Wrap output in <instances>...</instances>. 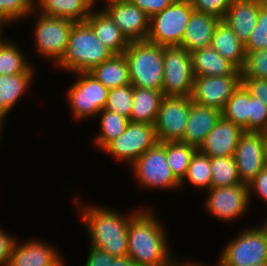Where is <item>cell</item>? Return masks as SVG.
Returning a JSON list of instances; mask_svg holds the SVG:
<instances>
[{"label": "cell", "mask_w": 267, "mask_h": 266, "mask_svg": "<svg viewBox=\"0 0 267 266\" xmlns=\"http://www.w3.org/2000/svg\"><path fill=\"white\" fill-rule=\"evenodd\" d=\"M5 25L6 23H4L1 19H0V41L2 40V38H1V31H2V25Z\"/></svg>", "instance_id": "obj_48"}, {"label": "cell", "mask_w": 267, "mask_h": 266, "mask_svg": "<svg viewBox=\"0 0 267 266\" xmlns=\"http://www.w3.org/2000/svg\"><path fill=\"white\" fill-rule=\"evenodd\" d=\"M33 74L0 75V115L5 118L32 82Z\"/></svg>", "instance_id": "obj_28"}, {"label": "cell", "mask_w": 267, "mask_h": 266, "mask_svg": "<svg viewBox=\"0 0 267 266\" xmlns=\"http://www.w3.org/2000/svg\"><path fill=\"white\" fill-rule=\"evenodd\" d=\"M77 79L67 92L70 108L75 118L98 115L106 106L109 89L89 72H79Z\"/></svg>", "instance_id": "obj_11"}, {"label": "cell", "mask_w": 267, "mask_h": 266, "mask_svg": "<svg viewBox=\"0 0 267 266\" xmlns=\"http://www.w3.org/2000/svg\"><path fill=\"white\" fill-rule=\"evenodd\" d=\"M163 97L162 91L133 87V108L129 121L155 124Z\"/></svg>", "instance_id": "obj_26"}, {"label": "cell", "mask_w": 267, "mask_h": 266, "mask_svg": "<svg viewBox=\"0 0 267 266\" xmlns=\"http://www.w3.org/2000/svg\"><path fill=\"white\" fill-rule=\"evenodd\" d=\"M75 23L69 19L40 13L34 28L37 50L42 55L55 59L57 63L66 51L69 35Z\"/></svg>", "instance_id": "obj_12"}, {"label": "cell", "mask_w": 267, "mask_h": 266, "mask_svg": "<svg viewBox=\"0 0 267 266\" xmlns=\"http://www.w3.org/2000/svg\"><path fill=\"white\" fill-rule=\"evenodd\" d=\"M241 79H267V49L245 51Z\"/></svg>", "instance_id": "obj_35"}, {"label": "cell", "mask_w": 267, "mask_h": 266, "mask_svg": "<svg viewBox=\"0 0 267 266\" xmlns=\"http://www.w3.org/2000/svg\"><path fill=\"white\" fill-rule=\"evenodd\" d=\"M131 166L138 181L148 188H178L181 183L175 178L167 163L166 142H157L142 154Z\"/></svg>", "instance_id": "obj_8"}, {"label": "cell", "mask_w": 267, "mask_h": 266, "mask_svg": "<svg viewBox=\"0 0 267 266\" xmlns=\"http://www.w3.org/2000/svg\"><path fill=\"white\" fill-rule=\"evenodd\" d=\"M100 134L95 139L97 146L103 149L111 140L118 138L126 129L129 118L106 109L101 110Z\"/></svg>", "instance_id": "obj_33"}, {"label": "cell", "mask_w": 267, "mask_h": 266, "mask_svg": "<svg viewBox=\"0 0 267 266\" xmlns=\"http://www.w3.org/2000/svg\"><path fill=\"white\" fill-rule=\"evenodd\" d=\"M247 185L249 196L254 191L267 202V165Z\"/></svg>", "instance_id": "obj_44"}, {"label": "cell", "mask_w": 267, "mask_h": 266, "mask_svg": "<svg viewBox=\"0 0 267 266\" xmlns=\"http://www.w3.org/2000/svg\"><path fill=\"white\" fill-rule=\"evenodd\" d=\"M132 4H135L142 11H144L149 17L161 12L167 6L171 5L175 0H129Z\"/></svg>", "instance_id": "obj_43"}, {"label": "cell", "mask_w": 267, "mask_h": 266, "mask_svg": "<svg viewBox=\"0 0 267 266\" xmlns=\"http://www.w3.org/2000/svg\"><path fill=\"white\" fill-rule=\"evenodd\" d=\"M114 55L85 22H76L71 29L66 51L56 64L76 73L90 72Z\"/></svg>", "instance_id": "obj_3"}, {"label": "cell", "mask_w": 267, "mask_h": 266, "mask_svg": "<svg viewBox=\"0 0 267 266\" xmlns=\"http://www.w3.org/2000/svg\"><path fill=\"white\" fill-rule=\"evenodd\" d=\"M89 73L109 90L130 84L129 66L124 54L114 55Z\"/></svg>", "instance_id": "obj_27"}, {"label": "cell", "mask_w": 267, "mask_h": 266, "mask_svg": "<svg viewBox=\"0 0 267 266\" xmlns=\"http://www.w3.org/2000/svg\"><path fill=\"white\" fill-rule=\"evenodd\" d=\"M244 132L240 126L222 116L198 150L210 158L233 156Z\"/></svg>", "instance_id": "obj_17"}, {"label": "cell", "mask_w": 267, "mask_h": 266, "mask_svg": "<svg viewBox=\"0 0 267 266\" xmlns=\"http://www.w3.org/2000/svg\"><path fill=\"white\" fill-rule=\"evenodd\" d=\"M84 22L115 55L123 54L129 46L130 42L104 10L92 11Z\"/></svg>", "instance_id": "obj_22"}, {"label": "cell", "mask_w": 267, "mask_h": 266, "mask_svg": "<svg viewBox=\"0 0 267 266\" xmlns=\"http://www.w3.org/2000/svg\"><path fill=\"white\" fill-rule=\"evenodd\" d=\"M82 216L88 227L91 246L106 251L112 256L128 255V227L131 216H122L106 208H81Z\"/></svg>", "instance_id": "obj_2"}, {"label": "cell", "mask_w": 267, "mask_h": 266, "mask_svg": "<svg viewBox=\"0 0 267 266\" xmlns=\"http://www.w3.org/2000/svg\"><path fill=\"white\" fill-rule=\"evenodd\" d=\"M220 21L215 16L193 11L179 46L190 53L210 46L215 28Z\"/></svg>", "instance_id": "obj_21"}, {"label": "cell", "mask_w": 267, "mask_h": 266, "mask_svg": "<svg viewBox=\"0 0 267 266\" xmlns=\"http://www.w3.org/2000/svg\"><path fill=\"white\" fill-rule=\"evenodd\" d=\"M255 266H267V263L261 264V265H255Z\"/></svg>", "instance_id": "obj_50"}, {"label": "cell", "mask_w": 267, "mask_h": 266, "mask_svg": "<svg viewBox=\"0 0 267 266\" xmlns=\"http://www.w3.org/2000/svg\"><path fill=\"white\" fill-rule=\"evenodd\" d=\"M3 119H4V117L0 115V132L2 130Z\"/></svg>", "instance_id": "obj_49"}, {"label": "cell", "mask_w": 267, "mask_h": 266, "mask_svg": "<svg viewBox=\"0 0 267 266\" xmlns=\"http://www.w3.org/2000/svg\"><path fill=\"white\" fill-rule=\"evenodd\" d=\"M85 266H137L128 256H112L91 246Z\"/></svg>", "instance_id": "obj_39"}, {"label": "cell", "mask_w": 267, "mask_h": 266, "mask_svg": "<svg viewBox=\"0 0 267 266\" xmlns=\"http://www.w3.org/2000/svg\"><path fill=\"white\" fill-rule=\"evenodd\" d=\"M14 43L0 41V75L33 74L22 52Z\"/></svg>", "instance_id": "obj_31"}, {"label": "cell", "mask_w": 267, "mask_h": 266, "mask_svg": "<svg viewBox=\"0 0 267 266\" xmlns=\"http://www.w3.org/2000/svg\"><path fill=\"white\" fill-rule=\"evenodd\" d=\"M37 3L41 14L74 22H84L94 6L93 0H39Z\"/></svg>", "instance_id": "obj_25"}, {"label": "cell", "mask_w": 267, "mask_h": 266, "mask_svg": "<svg viewBox=\"0 0 267 266\" xmlns=\"http://www.w3.org/2000/svg\"><path fill=\"white\" fill-rule=\"evenodd\" d=\"M221 117V110L192 102L184 136L180 142L198 150Z\"/></svg>", "instance_id": "obj_18"}, {"label": "cell", "mask_w": 267, "mask_h": 266, "mask_svg": "<svg viewBox=\"0 0 267 266\" xmlns=\"http://www.w3.org/2000/svg\"><path fill=\"white\" fill-rule=\"evenodd\" d=\"M107 4L104 11L129 42L146 41L150 17L144 11L129 0H112Z\"/></svg>", "instance_id": "obj_14"}, {"label": "cell", "mask_w": 267, "mask_h": 266, "mask_svg": "<svg viewBox=\"0 0 267 266\" xmlns=\"http://www.w3.org/2000/svg\"><path fill=\"white\" fill-rule=\"evenodd\" d=\"M233 157L241 182L248 184L267 165L262 132L245 131Z\"/></svg>", "instance_id": "obj_15"}, {"label": "cell", "mask_w": 267, "mask_h": 266, "mask_svg": "<svg viewBox=\"0 0 267 266\" xmlns=\"http://www.w3.org/2000/svg\"><path fill=\"white\" fill-rule=\"evenodd\" d=\"M261 132H262V138L264 140L265 158H266V162H267V130H264Z\"/></svg>", "instance_id": "obj_46"}, {"label": "cell", "mask_w": 267, "mask_h": 266, "mask_svg": "<svg viewBox=\"0 0 267 266\" xmlns=\"http://www.w3.org/2000/svg\"><path fill=\"white\" fill-rule=\"evenodd\" d=\"M209 192L206 209L219 219H236L248 209L250 197L245 183L210 188Z\"/></svg>", "instance_id": "obj_16"}, {"label": "cell", "mask_w": 267, "mask_h": 266, "mask_svg": "<svg viewBox=\"0 0 267 266\" xmlns=\"http://www.w3.org/2000/svg\"><path fill=\"white\" fill-rule=\"evenodd\" d=\"M190 96H164L155 122L158 142L181 141L190 112Z\"/></svg>", "instance_id": "obj_10"}, {"label": "cell", "mask_w": 267, "mask_h": 266, "mask_svg": "<svg viewBox=\"0 0 267 266\" xmlns=\"http://www.w3.org/2000/svg\"><path fill=\"white\" fill-rule=\"evenodd\" d=\"M267 130V105L249 94V131Z\"/></svg>", "instance_id": "obj_40"}, {"label": "cell", "mask_w": 267, "mask_h": 266, "mask_svg": "<svg viewBox=\"0 0 267 266\" xmlns=\"http://www.w3.org/2000/svg\"><path fill=\"white\" fill-rule=\"evenodd\" d=\"M157 142L154 124L129 122L125 131L102 150L131 165Z\"/></svg>", "instance_id": "obj_9"}, {"label": "cell", "mask_w": 267, "mask_h": 266, "mask_svg": "<svg viewBox=\"0 0 267 266\" xmlns=\"http://www.w3.org/2000/svg\"><path fill=\"white\" fill-rule=\"evenodd\" d=\"M210 168V157L196 150L191 158L184 180L188 179L190 184L199 190L201 187L209 190L212 180Z\"/></svg>", "instance_id": "obj_34"}, {"label": "cell", "mask_w": 267, "mask_h": 266, "mask_svg": "<svg viewBox=\"0 0 267 266\" xmlns=\"http://www.w3.org/2000/svg\"><path fill=\"white\" fill-rule=\"evenodd\" d=\"M15 240L0 229V266H8Z\"/></svg>", "instance_id": "obj_45"}, {"label": "cell", "mask_w": 267, "mask_h": 266, "mask_svg": "<svg viewBox=\"0 0 267 266\" xmlns=\"http://www.w3.org/2000/svg\"><path fill=\"white\" fill-rule=\"evenodd\" d=\"M210 46L238 70L241 69L245 60V45L223 20L216 26Z\"/></svg>", "instance_id": "obj_24"}, {"label": "cell", "mask_w": 267, "mask_h": 266, "mask_svg": "<svg viewBox=\"0 0 267 266\" xmlns=\"http://www.w3.org/2000/svg\"><path fill=\"white\" fill-rule=\"evenodd\" d=\"M193 11L190 0H175L150 17L146 41L161 46H179Z\"/></svg>", "instance_id": "obj_5"}, {"label": "cell", "mask_w": 267, "mask_h": 266, "mask_svg": "<svg viewBox=\"0 0 267 266\" xmlns=\"http://www.w3.org/2000/svg\"><path fill=\"white\" fill-rule=\"evenodd\" d=\"M123 54L133 87L162 91L164 46L148 41L130 42Z\"/></svg>", "instance_id": "obj_4"}, {"label": "cell", "mask_w": 267, "mask_h": 266, "mask_svg": "<svg viewBox=\"0 0 267 266\" xmlns=\"http://www.w3.org/2000/svg\"><path fill=\"white\" fill-rule=\"evenodd\" d=\"M211 188L242 184L233 156L210 158Z\"/></svg>", "instance_id": "obj_32"}, {"label": "cell", "mask_w": 267, "mask_h": 266, "mask_svg": "<svg viewBox=\"0 0 267 266\" xmlns=\"http://www.w3.org/2000/svg\"><path fill=\"white\" fill-rule=\"evenodd\" d=\"M36 2L33 0H0V19L10 23L19 18L34 14Z\"/></svg>", "instance_id": "obj_37"}, {"label": "cell", "mask_w": 267, "mask_h": 266, "mask_svg": "<svg viewBox=\"0 0 267 266\" xmlns=\"http://www.w3.org/2000/svg\"><path fill=\"white\" fill-rule=\"evenodd\" d=\"M264 0H233L223 21L246 45L256 27L258 13Z\"/></svg>", "instance_id": "obj_19"}, {"label": "cell", "mask_w": 267, "mask_h": 266, "mask_svg": "<svg viewBox=\"0 0 267 266\" xmlns=\"http://www.w3.org/2000/svg\"><path fill=\"white\" fill-rule=\"evenodd\" d=\"M191 59L194 77L240 75V70L211 46L191 52Z\"/></svg>", "instance_id": "obj_23"}, {"label": "cell", "mask_w": 267, "mask_h": 266, "mask_svg": "<svg viewBox=\"0 0 267 266\" xmlns=\"http://www.w3.org/2000/svg\"><path fill=\"white\" fill-rule=\"evenodd\" d=\"M193 82L191 53L180 46H164V96H191Z\"/></svg>", "instance_id": "obj_7"}, {"label": "cell", "mask_w": 267, "mask_h": 266, "mask_svg": "<svg viewBox=\"0 0 267 266\" xmlns=\"http://www.w3.org/2000/svg\"><path fill=\"white\" fill-rule=\"evenodd\" d=\"M33 241L24 244L15 242L8 266H63L62 258L54 248Z\"/></svg>", "instance_id": "obj_20"}, {"label": "cell", "mask_w": 267, "mask_h": 266, "mask_svg": "<svg viewBox=\"0 0 267 266\" xmlns=\"http://www.w3.org/2000/svg\"><path fill=\"white\" fill-rule=\"evenodd\" d=\"M242 232L225 247L219 266H255L267 263V225Z\"/></svg>", "instance_id": "obj_6"}, {"label": "cell", "mask_w": 267, "mask_h": 266, "mask_svg": "<svg viewBox=\"0 0 267 266\" xmlns=\"http://www.w3.org/2000/svg\"><path fill=\"white\" fill-rule=\"evenodd\" d=\"M222 116L249 131V92L240 84L226 102Z\"/></svg>", "instance_id": "obj_29"}, {"label": "cell", "mask_w": 267, "mask_h": 266, "mask_svg": "<svg viewBox=\"0 0 267 266\" xmlns=\"http://www.w3.org/2000/svg\"><path fill=\"white\" fill-rule=\"evenodd\" d=\"M194 11L223 20L233 0H190Z\"/></svg>", "instance_id": "obj_41"}, {"label": "cell", "mask_w": 267, "mask_h": 266, "mask_svg": "<svg viewBox=\"0 0 267 266\" xmlns=\"http://www.w3.org/2000/svg\"><path fill=\"white\" fill-rule=\"evenodd\" d=\"M198 264H199V263H196V264H195V263H193V264H192V263H191V264H189V263H187V264H186V263H182V264H181V263H180V264H179V263H177V261L175 262V260H174V261L171 262L170 266H203V265H201V264H199V265H198ZM218 266H219V265H218Z\"/></svg>", "instance_id": "obj_47"}, {"label": "cell", "mask_w": 267, "mask_h": 266, "mask_svg": "<svg viewBox=\"0 0 267 266\" xmlns=\"http://www.w3.org/2000/svg\"><path fill=\"white\" fill-rule=\"evenodd\" d=\"M261 49H267V0L260 5L256 27L245 45V51Z\"/></svg>", "instance_id": "obj_38"}, {"label": "cell", "mask_w": 267, "mask_h": 266, "mask_svg": "<svg viewBox=\"0 0 267 266\" xmlns=\"http://www.w3.org/2000/svg\"><path fill=\"white\" fill-rule=\"evenodd\" d=\"M241 84V75L194 77L192 102L223 110L226 102Z\"/></svg>", "instance_id": "obj_13"}, {"label": "cell", "mask_w": 267, "mask_h": 266, "mask_svg": "<svg viewBox=\"0 0 267 266\" xmlns=\"http://www.w3.org/2000/svg\"><path fill=\"white\" fill-rule=\"evenodd\" d=\"M153 213L140 210L130 219L127 256L137 266H170L166 233Z\"/></svg>", "instance_id": "obj_1"}, {"label": "cell", "mask_w": 267, "mask_h": 266, "mask_svg": "<svg viewBox=\"0 0 267 266\" xmlns=\"http://www.w3.org/2000/svg\"><path fill=\"white\" fill-rule=\"evenodd\" d=\"M197 149L180 141L166 142L167 163L175 178L184 183L191 158Z\"/></svg>", "instance_id": "obj_30"}, {"label": "cell", "mask_w": 267, "mask_h": 266, "mask_svg": "<svg viewBox=\"0 0 267 266\" xmlns=\"http://www.w3.org/2000/svg\"><path fill=\"white\" fill-rule=\"evenodd\" d=\"M133 108V86H126L110 89L104 109L119 113L130 118Z\"/></svg>", "instance_id": "obj_36"}, {"label": "cell", "mask_w": 267, "mask_h": 266, "mask_svg": "<svg viewBox=\"0 0 267 266\" xmlns=\"http://www.w3.org/2000/svg\"><path fill=\"white\" fill-rule=\"evenodd\" d=\"M241 84L251 96L267 105V79H241Z\"/></svg>", "instance_id": "obj_42"}]
</instances>
